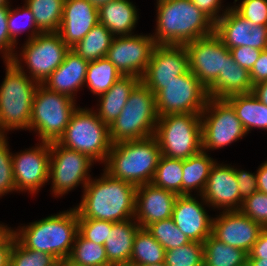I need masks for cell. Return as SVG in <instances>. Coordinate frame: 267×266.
Returning a JSON list of instances; mask_svg holds the SVG:
<instances>
[{
    "label": "cell",
    "mask_w": 267,
    "mask_h": 266,
    "mask_svg": "<svg viewBox=\"0 0 267 266\" xmlns=\"http://www.w3.org/2000/svg\"><path fill=\"white\" fill-rule=\"evenodd\" d=\"M102 176L90 179L83 189L78 219L123 222L134 218L136 188L134 184L116 179L103 170Z\"/></svg>",
    "instance_id": "obj_1"
},
{
    "label": "cell",
    "mask_w": 267,
    "mask_h": 266,
    "mask_svg": "<svg viewBox=\"0 0 267 266\" xmlns=\"http://www.w3.org/2000/svg\"><path fill=\"white\" fill-rule=\"evenodd\" d=\"M156 45H184L214 33L215 23L191 0H156Z\"/></svg>",
    "instance_id": "obj_2"
},
{
    "label": "cell",
    "mask_w": 267,
    "mask_h": 266,
    "mask_svg": "<svg viewBox=\"0 0 267 266\" xmlns=\"http://www.w3.org/2000/svg\"><path fill=\"white\" fill-rule=\"evenodd\" d=\"M78 234V213L71 208L41 220L19 226L15 238L27 249L37 250L66 261Z\"/></svg>",
    "instance_id": "obj_3"
},
{
    "label": "cell",
    "mask_w": 267,
    "mask_h": 266,
    "mask_svg": "<svg viewBox=\"0 0 267 266\" xmlns=\"http://www.w3.org/2000/svg\"><path fill=\"white\" fill-rule=\"evenodd\" d=\"M161 155L154 136L119 142L111 145L103 169L113 178L135 186L148 184L153 180Z\"/></svg>",
    "instance_id": "obj_4"
},
{
    "label": "cell",
    "mask_w": 267,
    "mask_h": 266,
    "mask_svg": "<svg viewBox=\"0 0 267 266\" xmlns=\"http://www.w3.org/2000/svg\"><path fill=\"white\" fill-rule=\"evenodd\" d=\"M5 78L0 86V132L29 130L35 91L39 85L24 70L22 63L5 62Z\"/></svg>",
    "instance_id": "obj_5"
},
{
    "label": "cell",
    "mask_w": 267,
    "mask_h": 266,
    "mask_svg": "<svg viewBox=\"0 0 267 266\" xmlns=\"http://www.w3.org/2000/svg\"><path fill=\"white\" fill-rule=\"evenodd\" d=\"M158 118L155 94L140 82L130 93L120 115L109 126L111 143L154 136Z\"/></svg>",
    "instance_id": "obj_6"
},
{
    "label": "cell",
    "mask_w": 267,
    "mask_h": 266,
    "mask_svg": "<svg viewBox=\"0 0 267 266\" xmlns=\"http://www.w3.org/2000/svg\"><path fill=\"white\" fill-rule=\"evenodd\" d=\"M154 137L165 157L187 159L202 151L201 114H169L158 118Z\"/></svg>",
    "instance_id": "obj_7"
},
{
    "label": "cell",
    "mask_w": 267,
    "mask_h": 266,
    "mask_svg": "<svg viewBox=\"0 0 267 266\" xmlns=\"http://www.w3.org/2000/svg\"><path fill=\"white\" fill-rule=\"evenodd\" d=\"M60 145L88 155L96 162L105 163L111 148L109 127L97 116L93 108H80L73 112Z\"/></svg>",
    "instance_id": "obj_8"
},
{
    "label": "cell",
    "mask_w": 267,
    "mask_h": 266,
    "mask_svg": "<svg viewBox=\"0 0 267 266\" xmlns=\"http://www.w3.org/2000/svg\"><path fill=\"white\" fill-rule=\"evenodd\" d=\"M77 107L76 100L39 84L31 109L29 131L33 130L38 135L39 141H58Z\"/></svg>",
    "instance_id": "obj_9"
},
{
    "label": "cell",
    "mask_w": 267,
    "mask_h": 266,
    "mask_svg": "<svg viewBox=\"0 0 267 266\" xmlns=\"http://www.w3.org/2000/svg\"><path fill=\"white\" fill-rule=\"evenodd\" d=\"M20 49V54L16 52L10 61L24 62L29 78L39 84H43L63 63L70 50L58 32H41L33 39L25 41Z\"/></svg>",
    "instance_id": "obj_10"
},
{
    "label": "cell",
    "mask_w": 267,
    "mask_h": 266,
    "mask_svg": "<svg viewBox=\"0 0 267 266\" xmlns=\"http://www.w3.org/2000/svg\"><path fill=\"white\" fill-rule=\"evenodd\" d=\"M202 150H218L241 140L248 133L226 99L209 97L201 113Z\"/></svg>",
    "instance_id": "obj_11"
},
{
    "label": "cell",
    "mask_w": 267,
    "mask_h": 266,
    "mask_svg": "<svg viewBox=\"0 0 267 266\" xmlns=\"http://www.w3.org/2000/svg\"><path fill=\"white\" fill-rule=\"evenodd\" d=\"M94 164L88 155L68 149L57 141L50 142L49 177L54 197L72 191L80 184L83 189L92 178L90 169Z\"/></svg>",
    "instance_id": "obj_12"
},
{
    "label": "cell",
    "mask_w": 267,
    "mask_h": 266,
    "mask_svg": "<svg viewBox=\"0 0 267 266\" xmlns=\"http://www.w3.org/2000/svg\"><path fill=\"white\" fill-rule=\"evenodd\" d=\"M208 98L207 88L189 70L163 84V89L155 95L158 117L169 114H201Z\"/></svg>",
    "instance_id": "obj_13"
},
{
    "label": "cell",
    "mask_w": 267,
    "mask_h": 266,
    "mask_svg": "<svg viewBox=\"0 0 267 266\" xmlns=\"http://www.w3.org/2000/svg\"><path fill=\"white\" fill-rule=\"evenodd\" d=\"M155 46L151 33L117 36L113 37L106 58L123 76L141 78Z\"/></svg>",
    "instance_id": "obj_14"
},
{
    "label": "cell",
    "mask_w": 267,
    "mask_h": 266,
    "mask_svg": "<svg viewBox=\"0 0 267 266\" xmlns=\"http://www.w3.org/2000/svg\"><path fill=\"white\" fill-rule=\"evenodd\" d=\"M49 164L50 142L40 141L35 147L12 153L16 192L37 194L49 182Z\"/></svg>",
    "instance_id": "obj_15"
},
{
    "label": "cell",
    "mask_w": 267,
    "mask_h": 266,
    "mask_svg": "<svg viewBox=\"0 0 267 266\" xmlns=\"http://www.w3.org/2000/svg\"><path fill=\"white\" fill-rule=\"evenodd\" d=\"M189 71V55L184 45H156L141 82L155 95L163 84Z\"/></svg>",
    "instance_id": "obj_16"
},
{
    "label": "cell",
    "mask_w": 267,
    "mask_h": 266,
    "mask_svg": "<svg viewBox=\"0 0 267 266\" xmlns=\"http://www.w3.org/2000/svg\"><path fill=\"white\" fill-rule=\"evenodd\" d=\"M189 55V70L208 88L223 73L227 47L212 33L184 44Z\"/></svg>",
    "instance_id": "obj_17"
},
{
    "label": "cell",
    "mask_w": 267,
    "mask_h": 266,
    "mask_svg": "<svg viewBox=\"0 0 267 266\" xmlns=\"http://www.w3.org/2000/svg\"><path fill=\"white\" fill-rule=\"evenodd\" d=\"M214 33L229 50L240 46L267 49V26L252 24L232 6L215 23Z\"/></svg>",
    "instance_id": "obj_18"
},
{
    "label": "cell",
    "mask_w": 267,
    "mask_h": 266,
    "mask_svg": "<svg viewBox=\"0 0 267 266\" xmlns=\"http://www.w3.org/2000/svg\"><path fill=\"white\" fill-rule=\"evenodd\" d=\"M212 220V235L219 241L249 253L264 230L240 210L222 211Z\"/></svg>",
    "instance_id": "obj_19"
},
{
    "label": "cell",
    "mask_w": 267,
    "mask_h": 266,
    "mask_svg": "<svg viewBox=\"0 0 267 266\" xmlns=\"http://www.w3.org/2000/svg\"><path fill=\"white\" fill-rule=\"evenodd\" d=\"M202 197L208 207L221 211L240 210L243 199L235 176V166L231 164L212 165Z\"/></svg>",
    "instance_id": "obj_20"
},
{
    "label": "cell",
    "mask_w": 267,
    "mask_h": 266,
    "mask_svg": "<svg viewBox=\"0 0 267 266\" xmlns=\"http://www.w3.org/2000/svg\"><path fill=\"white\" fill-rule=\"evenodd\" d=\"M179 195L175 201L172 218L175 225L190 241L203 243L212 234V220L202 195ZM201 200L200 202L198 201ZM204 205H206L204 207Z\"/></svg>",
    "instance_id": "obj_21"
},
{
    "label": "cell",
    "mask_w": 267,
    "mask_h": 266,
    "mask_svg": "<svg viewBox=\"0 0 267 266\" xmlns=\"http://www.w3.org/2000/svg\"><path fill=\"white\" fill-rule=\"evenodd\" d=\"M98 23L99 11L94 4L88 0H65L57 32L71 49Z\"/></svg>",
    "instance_id": "obj_22"
},
{
    "label": "cell",
    "mask_w": 267,
    "mask_h": 266,
    "mask_svg": "<svg viewBox=\"0 0 267 266\" xmlns=\"http://www.w3.org/2000/svg\"><path fill=\"white\" fill-rule=\"evenodd\" d=\"M176 199L175 193L152 183L139 185L136 188L134 219L140 228H146L153 222L171 218Z\"/></svg>",
    "instance_id": "obj_23"
},
{
    "label": "cell",
    "mask_w": 267,
    "mask_h": 266,
    "mask_svg": "<svg viewBox=\"0 0 267 266\" xmlns=\"http://www.w3.org/2000/svg\"><path fill=\"white\" fill-rule=\"evenodd\" d=\"M88 64L89 61L70 49L63 63L46 79L43 85L51 91L76 100L77 91L85 86Z\"/></svg>",
    "instance_id": "obj_24"
},
{
    "label": "cell",
    "mask_w": 267,
    "mask_h": 266,
    "mask_svg": "<svg viewBox=\"0 0 267 266\" xmlns=\"http://www.w3.org/2000/svg\"><path fill=\"white\" fill-rule=\"evenodd\" d=\"M253 85L250 72L240 67L227 48V61L223 73L207 88L209 97L226 99L230 96L251 93Z\"/></svg>",
    "instance_id": "obj_25"
},
{
    "label": "cell",
    "mask_w": 267,
    "mask_h": 266,
    "mask_svg": "<svg viewBox=\"0 0 267 266\" xmlns=\"http://www.w3.org/2000/svg\"><path fill=\"white\" fill-rule=\"evenodd\" d=\"M99 23L109 29L114 37L133 35L138 9L130 0H113L98 8Z\"/></svg>",
    "instance_id": "obj_26"
},
{
    "label": "cell",
    "mask_w": 267,
    "mask_h": 266,
    "mask_svg": "<svg viewBox=\"0 0 267 266\" xmlns=\"http://www.w3.org/2000/svg\"><path fill=\"white\" fill-rule=\"evenodd\" d=\"M140 82L139 77L122 76L107 92L98 96V108L94 111L104 124L108 127L112 125L123 110L130 93Z\"/></svg>",
    "instance_id": "obj_27"
},
{
    "label": "cell",
    "mask_w": 267,
    "mask_h": 266,
    "mask_svg": "<svg viewBox=\"0 0 267 266\" xmlns=\"http://www.w3.org/2000/svg\"><path fill=\"white\" fill-rule=\"evenodd\" d=\"M139 228L140 225L132 218L123 222H115L111 230H108L104 246L111 265L130 261L134 238Z\"/></svg>",
    "instance_id": "obj_28"
},
{
    "label": "cell",
    "mask_w": 267,
    "mask_h": 266,
    "mask_svg": "<svg viewBox=\"0 0 267 266\" xmlns=\"http://www.w3.org/2000/svg\"><path fill=\"white\" fill-rule=\"evenodd\" d=\"M247 133L255 128L267 131V106L251 93L237 94L226 98Z\"/></svg>",
    "instance_id": "obj_29"
},
{
    "label": "cell",
    "mask_w": 267,
    "mask_h": 266,
    "mask_svg": "<svg viewBox=\"0 0 267 266\" xmlns=\"http://www.w3.org/2000/svg\"><path fill=\"white\" fill-rule=\"evenodd\" d=\"M208 154L202 150L183 160L182 195H192V190L197 192L194 195H202L211 167L216 161Z\"/></svg>",
    "instance_id": "obj_30"
},
{
    "label": "cell",
    "mask_w": 267,
    "mask_h": 266,
    "mask_svg": "<svg viewBox=\"0 0 267 266\" xmlns=\"http://www.w3.org/2000/svg\"><path fill=\"white\" fill-rule=\"evenodd\" d=\"M203 247L204 266H244L248 262V253L219 241L212 234Z\"/></svg>",
    "instance_id": "obj_31"
},
{
    "label": "cell",
    "mask_w": 267,
    "mask_h": 266,
    "mask_svg": "<svg viewBox=\"0 0 267 266\" xmlns=\"http://www.w3.org/2000/svg\"><path fill=\"white\" fill-rule=\"evenodd\" d=\"M113 37L109 29L98 23L71 50L87 61H95L106 57Z\"/></svg>",
    "instance_id": "obj_32"
},
{
    "label": "cell",
    "mask_w": 267,
    "mask_h": 266,
    "mask_svg": "<svg viewBox=\"0 0 267 266\" xmlns=\"http://www.w3.org/2000/svg\"><path fill=\"white\" fill-rule=\"evenodd\" d=\"M122 76L120 71L104 57L89 61L85 85L93 95L99 96L107 92Z\"/></svg>",
    "instance_id": "obj_33"
},
{
    "label": "cell",
    "mask_w": 267,
    "mask_h": 266,
    "mask_svg": "<svg viewBox=\"0 0 267 266\" xmlns=\"http://www.w3.org/2000/svg\"><path fill=\"white\" fill-rule=\"evenodd\" d=\"M65 0H25L41 32L59 30Z\"/></svg>",
    "instance_id": "obj_34"
},
{
    "label": "cell",
    "mask_w": 267,
    "mask_h": 266,
    "mask_svg": "<svg viewBox=\"0 0 267 266\" xmlns=\"http://www.w3.org/2000/svg\"><path fill=\"white\" fill-rule=\"evenodd\" d=\"M165 252L146 228H139L134 238L130 262L138 266L164 262Z\"/></svg>",
    "instance_id": "obj_35"
},
{
    "label": "cell",
    "mask_w": 267,
    "mask_h": 266,
    "mask_svg": "<svg viewBox=\"0 0 267 266\" xmlns=\"http://www.w3.org/2000/svg\"><path fill=\"white\" fill-rule=\"evenodd\" d=\"M67 261L74 266H110L105 246L85 239L79 232L76 235L71 254Z\"/></svg>",
    "instance_id": "obj_36"
},
{
    "label": "cell",
    "mask_w": 267,
    "mask_h": 266,
    "mask_svg": "<svg viewBox=\"0 0 267 266\" xmlns=\"http://www.w3.org/2000/svg\"><path fill=\"white\" fill-rule=\"evenodd\" d=\"M183 159L169 158L161 155L152 184L182 195Z\"/></svg>",
    "instance_id": "obj_37"
},
{
    "label": "cell",
    "mask_w": 267,
    "mask_h": 266,
    "mask_svg": "<svg viewBox=\"0 0 267 266\" xmlns=\"http://www.w3.org/2000/svg\"><path fill=\"white\" fill-rule=\"evenodd\" d=\"M146 230L166 250L176 249L191 242L175 225L173 218L151 223Z\"/></svg>",
    "instance_id": "obj_38"
},
{
    "label": "cell",
    "mask_w": 267,
    "mask_h": 266,
    "mask_svg": "<svg viewBox=\"0 0 267 266\" xmlns=\"http://www.w3.org/2000/svg\"><path fill=\"white\" fill-rule=\"evenodd\" d=\"M26 30H28V33L30 31L26 41L33 39L41 33L35 23L32 12L25 3L22 7H17L15 9L10 6L8 13V31L11 40L18 45V35Z\"/></svg>",
    "instance_id": "obj_39"
},
{
    "label": "cell",
    "mask_w": 267,
    "mask_h": 266,
    "mask_svg": "<svg viewBox=\"0 0 267 266\" xmlns=\"http://www.w3.org/2000/svg\"><path fill=\"white\" fill-rule=\"evenodd\" d=\"M167 266H204L203 243L191 241L186 245L165 252Z\"/></svg>",
    "instance_id": "obj_40"
},
{
    "label": "cell",
    "mask_w": 267,
    "mask_h": 266,
    "mask_svg": "<svg viewBox=\"0 0 267 266\" xmlns=\"http://www.w3.org/2000/svg\"><path fill=\"white\" fill-rule=\"evenodd\" d=\"M58 262L48 253L25 248L16 238L13 241L9 266H54Z\"/></svg>",
    "instance_id": "obj_41"
},
{
    "label": "cell",
    "mask_w": 267,
    "mask_h": 266,
    "mask_svg": "<svg viewBox=\"0 0 267 266\" xmlns=\"http://www.w3.org/2000/svg\"><path fill=\"white\" fill-rule=\"evenodd\" d=\"M7 140V136L0 138V197L13 191L16 192L12 152H10Z\"/></svg>",
    "instance_id": "obj_42"
},
{
    "label": "cell",
    "mask_w": 267,
    "mask_h": 266,
    "mask_svg": "<svg viewBox=\"0 0 267 266\" xmlns=\"http://www.w3.org/2000/svg\"><path fill=\"white\" fill-rule=\"evenodd\" d=\"M240 211L267 228V194L256 191L251 196L246 197L242 202Z\"/></svg>",
    "instance_id": "obj_43"
},
{
    "label": "cell",
    "mask_w": 267,
    "mask_h": 266,
    "mask_svg": "<svg viewBox=\"0 0 267 266\" xmlns=\"http://www.w3.org/2000/svg\"><path fill=\"white\" fill-rule=\"evenodd\" d=\"M234 0L232 6L242 17L254 25L267 26V0Z\"/></svg>",
    "instance_id": "obj_44"
},
{
    "label": "cell",
    "mask_w": 267,
    "mask_h": 266,
    "mask_svg": "<svg viewBox=\"0 0 267 266\" xmlns=\"http://www.w3.org/2000/svg\"><path fill=\"white\" fill-rule=\"evenodd\" d=\"M114 223L98 219H78V232L95 244L104 245Z\"/></svg>",
    "instance_id": "obj_45"
},
{
    "label": "cell",
    "mask_w": 267,
    "mask_h": 266,
    "mask_svg": "<svg viewBox=\"0 0 267 266\" xmlns=\"http://www.w3.org/2000/svg\"><path fill=\"white\" fill-rule=\"evenodd\" d=\"M10 5H2L0 6V51L2 55V59L4 63L7 60H10L17 48L16 44L11 40L8 31V13H9ZM15 52V53H14Z\"/></svg>",
    "instance_id": "obj_46"
},
{
    "label": "cell",
    "mask_w": 267,
    "mask_h": 266,
    "mask_svg": "<svg viewBox=\"0 0 267 266\" xmlns=\"http://www.w3.org/2000/svg\"><path fill=\"white\" fill-rule=\"evenodd\" d=\"M262 50L252 48L249 46H240L230 49L234 61L249 72L253 68L255 62L258 60Z\"/></svg>",
    "instance_id": "obj_47"
},
{
    "label": "cell",
    "mask_w": 267,
    "mask_h": 266,
    "mask_svg": "<svg viewBox=\"0 0 267 266\" xmlns=\"http://www.w3.org/2000/svg\"><path fill=\"white\" fill-rule=\"evenodd\" d=\"M235 176L240 192V197L244 200L258 191L256 173H251L243 169L235 168Z\"/></svg>",
    "instance_id": "obj_48"
},
{
    "label": "cell",
    "mask_w": 267,
    "mask_h": 266,
    "mask_svg": "<svg viewBox=\"0 0 267 266\" xmlns=\"http://www.w3.org/2000/svg\"><path fill=\"white\" fill-rule=\"evenodd\" d=\"M194 5L216 23L230 7L223 8L222 0H191ZM222 7V8H221ZM224 9V11H223ZM222 11V14L221 12ZM220 13V14H219Z\"/></svg>",
    "instance_id": "obj_49"
},
{
    "label": "cell",
    "mask_w": 267,
    "mask_h": 266,
    "mask_svg": "<svg viewBox=\"0 0 267 266\" xmlns=\"http://www.w3.org/2000/svg\"><path fill=\"white\" fill-rule=\"evenodd\" d=\"M252 85L267 81V49L262 50L250 71Z\"/></svg>",
    "instance_id": "obj_50"
},
{
    "label": "cell",
    "mask_w": 267,
    "mask_h": 266,
    "mask_svg": "<svg viewBox=\"0 0 267 266\" xmlns=\"http://www.w3.org/2000/svg\"><path fill=\"white\" fill-rule=\"evenodd\" d=\"M248 259H267V228H264L252 246Z\"/></svg>",
    "instance_id": "obj_51"
},
{
    "label": "cell",
    "mask_w": 267,
    "mask_h": 266,
    "mask_svg": "<svg viewBox=\"0 0 267 266\" xmlns=\"http://www.w3.org/2000/svg\"><path fill=\"white\" fill-rule=\"evenodd\" d=\"M15 240L14 233L0 246V266H9L10 252Z\"/></svg>",
    "instance_id": "obj_52"
},
{
    "label": "cell",
    "mask_w": 267,
    "mask_h": 266,
    "mask_svg": "<svg viewBox=\"0 0 267 266\" xmlns=\"http://www.w3.org/2000/svg\"><path fill=\"white\" fill-rule=\"evenodd\" d=\"M258 191L267 194V161L260 164L256 171Z\"/></svg>",
    "instance_id": "obj_53"
},
{
    "label": "cell",
    "mask_w": 267,
    "mask_h": 266,
    "mask_svg": "<svg viewBox=\"0 0 267 266\" xmlns=\"http://www.w3.org/2000/svg\"><path fill=\"white\" fill-rule=\"evenodd\" d=\"M252 93L267 106V81L254 85Z\"/></svg>",
    "instance_id": "obj_54"
},
{
    "label": "cell",
    "mask_w": 267,
    "mask_h": 266,
    "mask_svg": "<svg viewBox=\"0 0 267 266\" xmlns=\"http://www.w3.org/2000/svg\"><path fill=\"white\" fill-rule=\"evenodd\" d=\"M14 233V229L0 223V246Z\"/></svg>",
    "instance_id": "obj_55"
},
{
    "label": "cell",
    "mask_w": 267,
    "mask_h": 266,
    "mask_svg": "<svg viewBox=\"0 0 267 266\" xmlns=\"http://www.w3.org/2000/svg\"><path fill=\"white\" fill-rule=\"evenodd\" d=\"M249 266H267V259H248Z\"/></svg>",
    "instance_id": "obj_56"
},
{
    "label": "cell",
    "mask_w": 267,
    "mask_h": 266,
    "mask_svg": "<svg viewBox=\"0 0 267 266\" xmlns=\"http://www.w3.org/2000/svg\"><path fill=\"white\" fill-rule=\"evenodd\" d=\"M88 1L94 4L97 8H99L101 5L106 4L107 2L113 0H88Z\"/></svg>",
    "instance_id": "obj_57"
},
{
    "label": "cell",
    "mask_w": 267,
    "mask_h": 266,
    "mask_svg": "<svg viewBox=\"0 0 267 266\" xmlns=\"http://www.w3.org/2000/svg\"><path fill=\"white\" fill-rule=\"evenodd\" d=\"M112 266H138V265L128 261V262L116 263V264H113Z\"/></svg>",
    "instance_id": "obj_58"
},
{
    "label": "cell",
    "mask_w": 267,
    "mask_h": 266,
    "mask_svg": "<svg viewBox=\"0 0 267 266\" xmlns=\"http://www.w3.org/2000/svg\"><path fill=\"white\" fill-rule=\"evenodd\" d=\"M144 266H167L165 262H160V263H155V264H149V265H144Z\"/></svg>",
    "instance_id": "obj_59"
},
{
    "label": "cell",
    "mask_w": 267,
    "mask_h": 266,
    "mask_svg": "<svg viewBox=\"0 0 267 266\" xmlns=\"http://www.w3.org/2000/svg\"><path fill=\"white\" fill-rule=\"evenodd\" d=\"M11 1L9 0H0V6L2 5H9Z\"/></svg>",
    "instance_id": "obj_60"
},
{
    "label": "cell",
    "mask_w": 267,
    "mask_h": 266,
    "mask_svg": "<svg viewBox=\"0 0 267 266\" xmlns=\"http://www.w3.org/2000/svg\"><path fill=\"white\" fill-rule=\"evenodd\" d=\"M54 266H66V261H59L56 265Z\"/></svg>",
    "instance_id": "obj_61"
},
{
    "label": "cell",
    "mask_w": 267,
    "mask_h": 266,
    "mask_svg": "<svg viewBox=\"0 0 267 266\" xmlns=\"http://www.w3.org/2000/svg\"><path fill=\"white\" fill-rule=\"evenodd\" d=\"M66 266H74V265H71V264L66 260Z\"/></svg>",
    "instance_id": "obj_62"
}]
</instances>
